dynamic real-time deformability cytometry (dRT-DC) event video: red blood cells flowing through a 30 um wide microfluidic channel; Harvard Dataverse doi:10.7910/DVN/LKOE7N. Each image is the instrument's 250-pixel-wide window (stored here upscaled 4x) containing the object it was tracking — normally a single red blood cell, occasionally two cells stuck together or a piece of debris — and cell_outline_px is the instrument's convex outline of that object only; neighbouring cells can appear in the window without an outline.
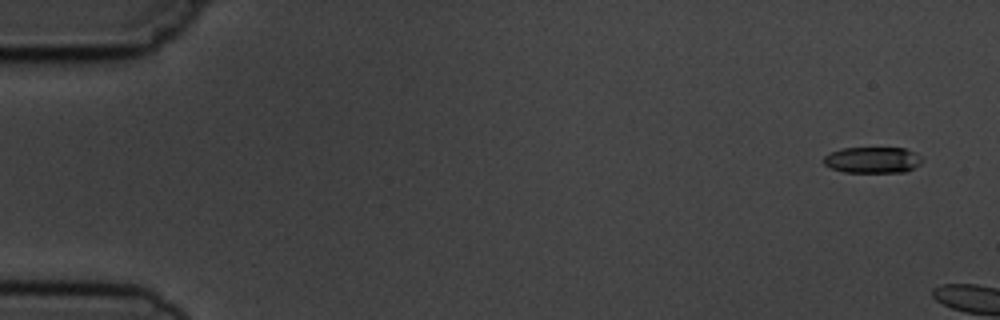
{"species": "common noctule bat (a hibernating species)", "species_latin": "Nyctalus noctula", "temperature_condition": "cold", "stored_images_in_passage": 3, "camera_frame_rate_fps": 3000, "um_per_image_px": 0.085, "animal": {"sex": "male", "body_mass_g": 19.5, "forearm_length_mm": 54.6}, "frame": {"image": 1, "passage_image": 1, "time_ms": 0.0, "image_size_px": [1000, 320], "cell_outline_px": [[924, 160], [920, 164], [908, 172], [844, 172], [832, 168], [824, 164], [824, 156], [840, 148], [904, 148], [916, 152]], "centroid_in_image_um": [74.22, 13.6], "position_along_channel_um": 10.8, "area_um2": 15.09}}